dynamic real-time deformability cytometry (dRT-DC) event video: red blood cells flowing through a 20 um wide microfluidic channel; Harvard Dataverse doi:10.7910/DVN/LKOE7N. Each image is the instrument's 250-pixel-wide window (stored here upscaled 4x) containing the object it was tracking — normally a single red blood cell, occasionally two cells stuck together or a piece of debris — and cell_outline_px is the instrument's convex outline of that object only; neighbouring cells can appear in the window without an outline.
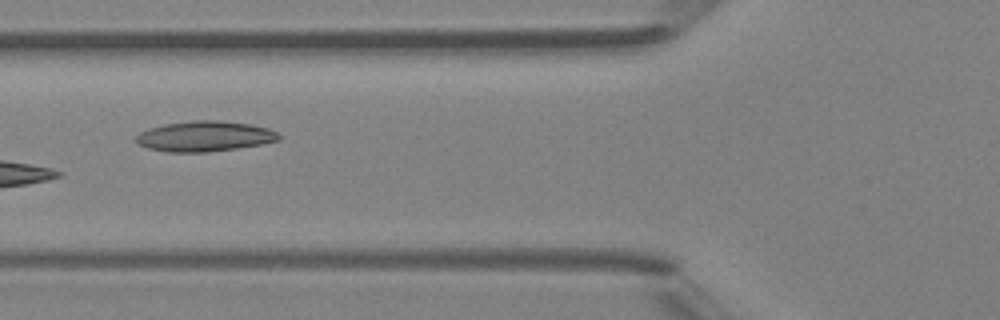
{"species": "Egyptian fruit bat (a non-hibernating species)", "species_latin": "Rousettus aegyptiacus", "temperature_condition": "room temperature", "stored_images_in_passage": 6, "camera_frame_rate_fps": 3000, "um_per_image_px": 0.085, "animal": {"sex": "female"}, "frame": {"image": 1, "passage_image": 6, "time_ms": 5.667, "image_size_px": [1000, 320], "cell_outline_px": [[280, 140], [260, 144], [236, 148], [208, 152], [168, 152], [148, 148], [136, 144], [136, 136], [140, 132], [148, 128], [164, 124], [192, 120], [216, 120], [248, 124], [268, 128], [276, 132], [280, 136]], "centroid_in_image_um": [17.35, 11.58], "position_along_channel_um": 108.5, "area_um2": 25.2}}